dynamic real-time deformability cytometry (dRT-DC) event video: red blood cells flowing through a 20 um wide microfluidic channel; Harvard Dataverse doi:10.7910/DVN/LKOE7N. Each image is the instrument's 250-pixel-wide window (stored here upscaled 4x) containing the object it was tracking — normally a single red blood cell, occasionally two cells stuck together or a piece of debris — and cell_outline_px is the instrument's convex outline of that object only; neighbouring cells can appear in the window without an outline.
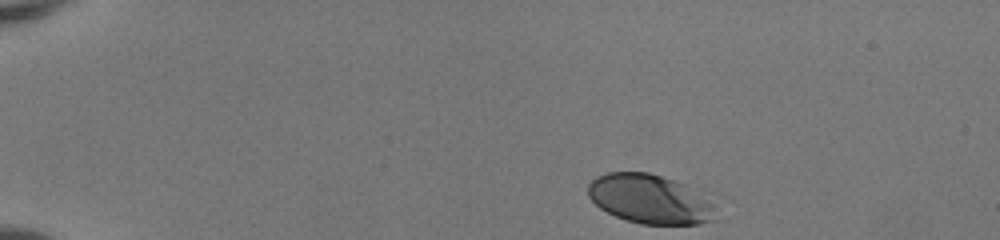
{"species": "human", "species_latin": "Homo sapiens", "temperature_condition": "room temperature", "stored_images_in_passage": 43, "camera_frame_rate_fps": 3000, "um_per_image_px": 0.085, "donor": {"sex": "female"}, "frame": {"image": 1, "passage_image": 1, "time_ms": 0.0, "image_size_px": [1000, 240], "cell_outline_px": [[716, 220], [700, 224], [640, 224], [624, 220], [600, 208], [588, 196], [588, 184], [596, 176], [608, 172], [648, 172], [688, 184], [712, 204]], "centroid_in_image_um": [55.22, 16.92], "position_along_channel_um": 29.8, "area_um2": 36.65}}
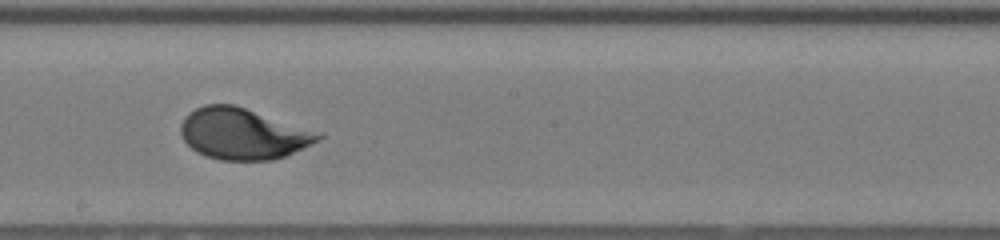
{"frame": {"image": 2, "passage_image": 23, "time_ms": 7.333, "image_size_px": [1000, 240], "cell_outline_px": [[324, 136], [320, 140], [284, 156], [272, 160], [220, 160], [204, 156], [196, 152], [184, 140], [180, 132], [180, 124], [184, 116], [188, 112], [204, 104], [236, 104], [324, 132]], "centroid_in_image_um": [20.67, 11.35], "position_along_channel_um": 227.5, "area_um2": 41.73}}
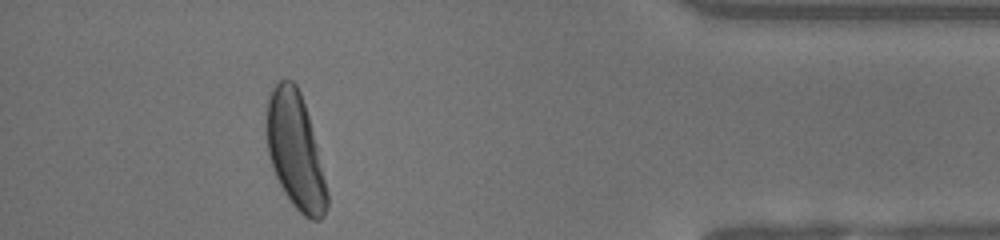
{"frame": {"image": 3, "passage_image": 39, "time_ms": 12.667, "image_size_px": [1000, 240], "cell_outline_px": [[328, 204], [324, 216], [320, 220], [312, 220], [304, 216], [292, 204], [284, 192], [272, 168], [268, 152], [264, 120], [268, 100], [272, 88], [280, 80], [292, 80], [296, 84], [300, 92], [308, 116], [328, 192]], "centroid_in_image_um": [25.07, 12.83], "position_along_channel_um": 410.1, "area_um2": 40.63}, "authors_computed_cell_mechanics": {"area_um2": 39.4196, "velocity_mm_per_s": 4.0844, "shape_relaxation_time_tau1_ms": 2.655, "shape_relaxation_time_tau2_ms": null, "deformation_change_tau1": 0.1486, "deformation_change_tau2": null}}